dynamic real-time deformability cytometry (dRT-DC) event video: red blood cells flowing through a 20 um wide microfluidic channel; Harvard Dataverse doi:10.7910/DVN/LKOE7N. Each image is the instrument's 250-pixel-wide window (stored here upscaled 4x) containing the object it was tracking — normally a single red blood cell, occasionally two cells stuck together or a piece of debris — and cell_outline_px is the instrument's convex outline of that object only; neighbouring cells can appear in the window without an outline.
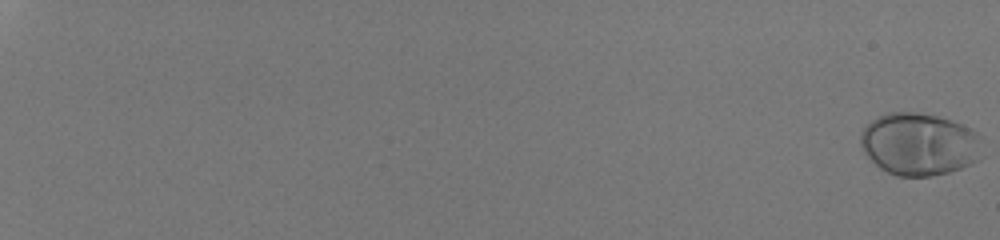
{"species": "human", "species_latin": "Homo sapiens", "temperature_condition": "room temperature", "stored_images_in_passage": 56, "camera_frame_rate_fps": 3000, "um_per_image_px": 0.085, "donor": {"sex": "male"}, "frame": {"image": 1, "passage_image": 1, "time_ms": 0.0, "image_size_px": [1000, 240], "cell_outline_px": [[980, 160], [972, 164], [948, 172], [932, 176], [896, 176], [880, 168], [864, 152], [860, 144], [860, 132], [872, 120], [888, 112], [916, 112], [940, 116], [972, 128], [976, 132]], "centroid_in_image_um": [78.11, 12.25], "position_along_channel_um": 6.9, "area_um2": 44.1}}
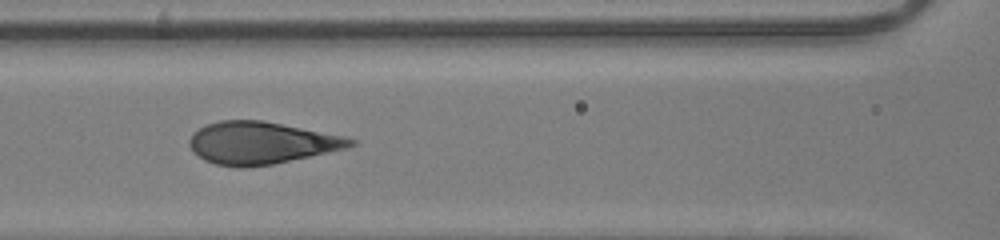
{"frame": {"image": 2, "passage_image": 32, "time_ms": 10.333, "image_size_px": [1000, 240], "cell_outline_px": [[356, 144], [348, 148], [272, 164], [248, 168], [240, 168], [216, 164], [204, 160], [188, 144], [188, 140], [192, 132], [208, 124], [220, 120], [264, 120], [344, 136], [356, 140]], "centroid_in_image_um": [22.2, 12.14], "position_along_channel_um": 144.4, "area_um2": 39.59}}
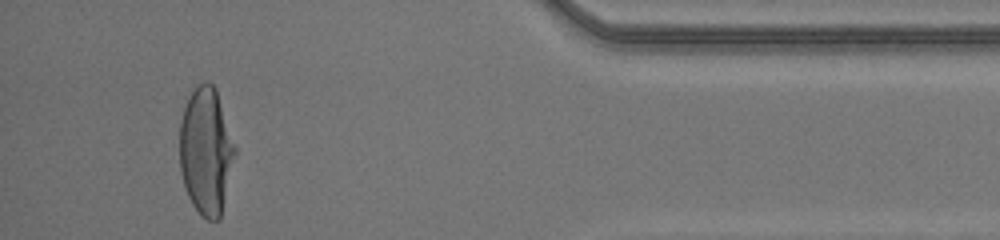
{"frame": {"image": 3, "passage_image": 54, "time_ms": 17.667, "image_size_px": [1000, 240], "cell_outline_px": [[236, 152], [220, 220], [208, 220], [200, 216], [192, 204], [188, 196], [184, 184], [180, 168], [180, 120], [184, 108], [192, 88], [196, 84], [204, 80], [208, 80], [216, 88], [236, 148]], "centroid_in_image_um": [17.51, 12.82], "position_along_channel_um": 417.7, "area_um2": 41.27}, "authors_computed_cell_mechanics": {"area_um2": 41.3848, "velocity_mm_per_s": 4.1796, "shape_relaxation_time_tau1_ms": 5.4413, "shape_relaxation_time_tau2_ms": null, "deformation_change_tau1": 0.2604, "deformation_change_tau2": null}}